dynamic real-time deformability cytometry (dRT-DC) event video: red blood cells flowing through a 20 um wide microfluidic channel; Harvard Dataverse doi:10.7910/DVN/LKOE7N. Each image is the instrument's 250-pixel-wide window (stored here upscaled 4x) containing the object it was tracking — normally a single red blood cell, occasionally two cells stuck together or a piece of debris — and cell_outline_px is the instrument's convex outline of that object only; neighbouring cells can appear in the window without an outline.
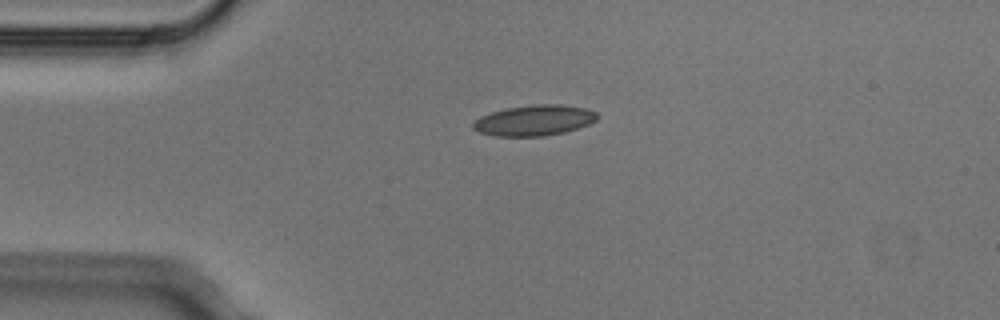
{"species": "Egyptian fruit bat (a non-hibernating species)", "species_latin": "Rousettus aegyptiacus", "temperature_condition": "cold", "stored_images_in_passage": 2, "camera_frame_rate_fps": 3000, "um_per_image_px": 0.085, "animal": {"sex": "male"}, "frame": {"image": 1, "passage_image": 1, "time_ms": 0.0, "image_size_px": [1000, 320], "cell_outline_px": [[596, 120], [588, 124], [564, 132], [544, 136], [496, 136], [480, 132], [472, 128], [472, 124], [480, 116], [492, 112], [508, 108], [532, 104], [560, 104], [584, 108], [596, 112]], "centroid_in_image_um": [45.39, 10.23], "position_along_channel_um": 39.6, "area_um2": 21.91}}
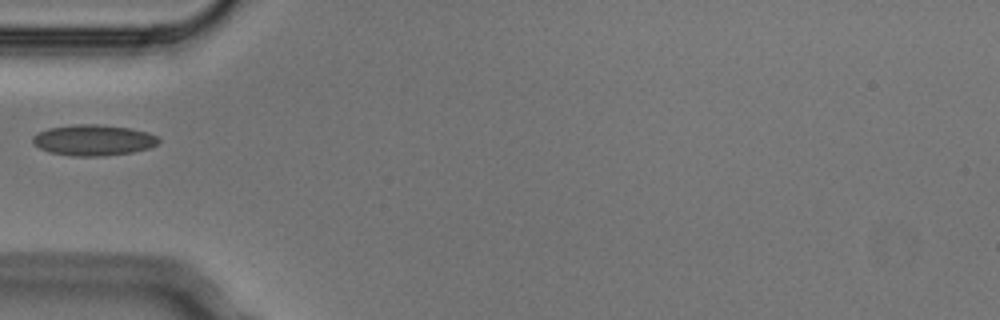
{"frame": {"image": 2, "passage_image": 2, "time_ms": 0.333, "image_size_px": [1000, 320], "cell_outline_px": [[160, 140], [156, 144], [148, 148], [132, 152], [104, 156], [72, 156], [48, 152], [32, 144], [32, 136], [36, 132], [48, 128], [72, 124], [96, 124], [132, 128], [148, 132], [156, 136]], "centroid_in_image_um": [7.89, 11.9], "position_along_channel_um": 77.1, "area_um2": 22.89}}